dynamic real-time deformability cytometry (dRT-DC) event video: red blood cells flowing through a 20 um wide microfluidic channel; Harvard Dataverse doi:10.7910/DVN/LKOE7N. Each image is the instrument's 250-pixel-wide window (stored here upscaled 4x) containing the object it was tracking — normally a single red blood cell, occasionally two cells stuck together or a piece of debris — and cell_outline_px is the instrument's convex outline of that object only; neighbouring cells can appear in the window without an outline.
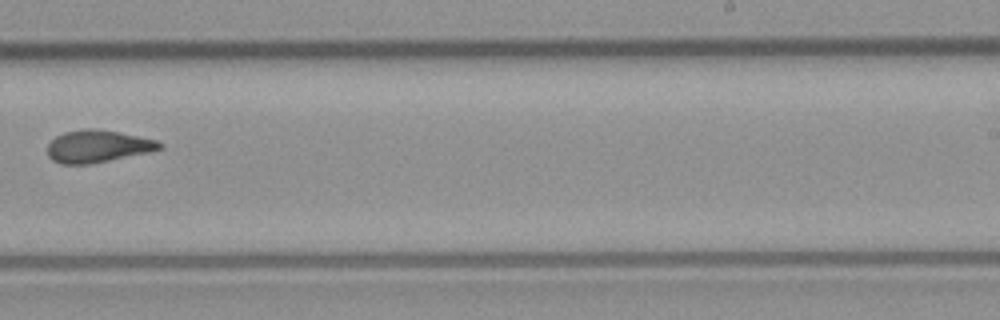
{"species": "common noctule bat (a hibernating species)", "species_latin": "Nyctalus noctula", "temperature_condition": "room temperature", "stored_images_in_passage": 7, "camera_frame_rate_fps": 3000, "um_per_image_px": 0.085, "animal": {"sex": "male", "body_mass_g": 23.1, "forearm_length_mm": 52.7}, "frame": {"image": 1, "passage_image": 7, "time_ms": 2.0, "image_size_px": [1000, 320], "cell_outline_px": [[164, 148], [148, 152], [88, 164], [60, 164], [52, 160], [48, 156], [48, 144], [56, 136], [64, 132], [84, 128], [96, 128], [156, 140], [164, 144]], "centroid_in_image_um": [8.28, 12.43], "position_along_channel_um": 280.7, "area_um2": 20.92}}